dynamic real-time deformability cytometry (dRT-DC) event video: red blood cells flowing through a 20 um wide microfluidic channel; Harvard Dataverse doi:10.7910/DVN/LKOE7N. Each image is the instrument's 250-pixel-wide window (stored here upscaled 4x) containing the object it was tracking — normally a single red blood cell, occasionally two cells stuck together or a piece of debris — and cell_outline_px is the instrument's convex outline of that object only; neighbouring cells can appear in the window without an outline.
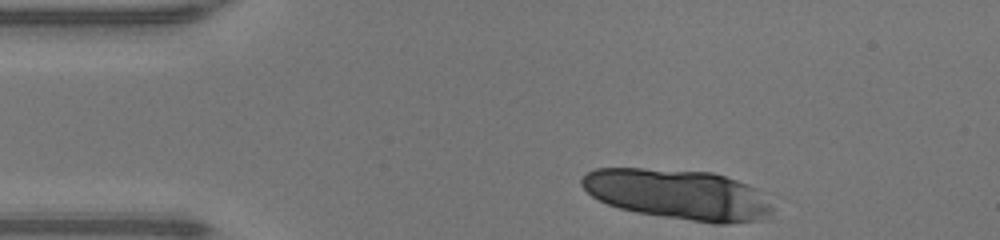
{"species": "human", "species_latin": "Homo sapiens", "temperature_condition": "warm", "stored_images_in_passage": 11, "segment_of_instrument_passage": [1, 2], "camera_frame_rate_fps": 3000, "um_per_image_px": 0.085, "donor": {"sex": "male"}, "frame": {"image": 1, "passage_image": 1, "time_ms": 0.0, "image_size_px": [1000, 240], "cell_outline_px": [[776, 208], [772, 220], [728, 224], [712, 224], [636, 212], [620, 208], [608, 204], [592, 196], [580, 184], [580, 180], [588, 172], [596, 168], [644, 168], [712, 172], [748, 184], [756, 188]], "centroid_in_image_um": [57.75, 16.56], "position_along_channel_um": 27.2, "area_um2": 56.64}}